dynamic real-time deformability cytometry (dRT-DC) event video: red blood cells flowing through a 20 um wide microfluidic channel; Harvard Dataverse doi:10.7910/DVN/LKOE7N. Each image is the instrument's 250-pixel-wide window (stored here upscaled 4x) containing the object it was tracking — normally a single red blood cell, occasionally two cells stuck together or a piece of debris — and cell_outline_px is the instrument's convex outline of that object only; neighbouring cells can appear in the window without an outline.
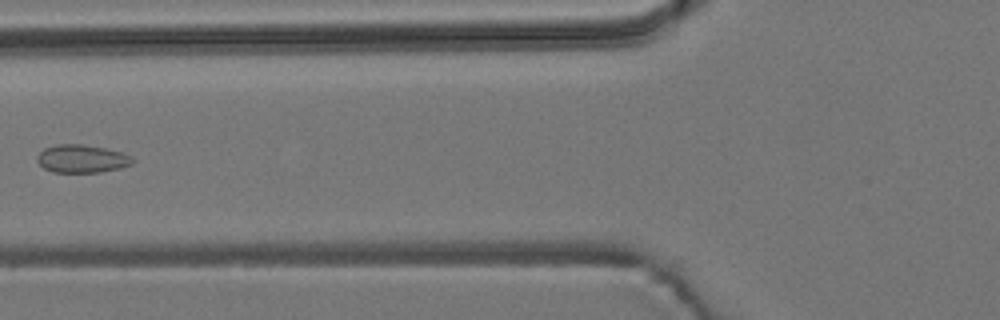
{"species": "common noctule bat (a hibernating species)", "species_latin": "Nyctalus noctula", "temperature_condition": "room temperature", "stored_images_in_passage": 7, "camera_frame_rate_fps": 3000, "um_per_image_px": 0.085, "animal": {"sex": "male", "body_mass_g": 19.2, "forearm_length_mm": 51.8}, "frame": {"image": 1, "passage_image": 6, "time_ms": 6.667, "image_size_px": [1000, 320], "cell_outline_px": [[136, 160], [132, 164], [120, 168], [100, 172], [52, 172], [44, 168], [36, 160], [36, 156], [44, 148], [56, 144], [80, 144], [104, 148], [124, 152], [132, 156]], "centroid_in_image_um": [6.98, 13.49], "position_along_channel_um": 118.8, "area_um2": 15.72}}
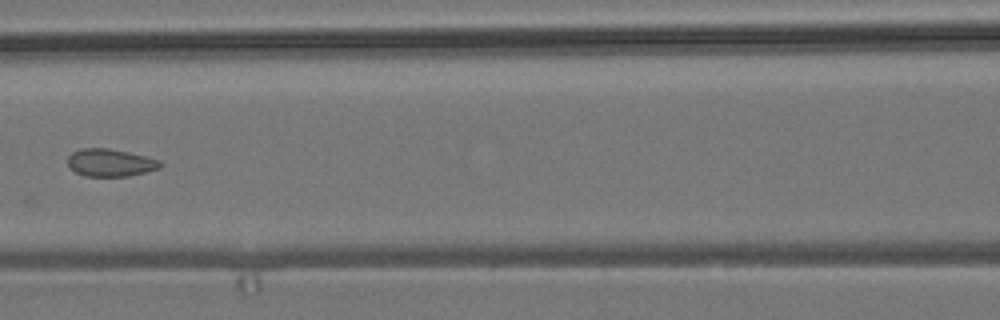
{"frame": {"image": 2, "passage_image": 7, "time_ms": 7.667, "image_size_px": [1000, 320], "cell_outline_px": [[164, 164], [160, 168], [128, 176], [84, 176], [76, 172], [68, 164], [68, 156], [72, 152], [80, 148], [108, 148], [128, 152], [160, 160]], "centroid_in_image_um": [9.38, 13.82], "position_along_channel_um": 157.2, "area_um2": 14.8}}